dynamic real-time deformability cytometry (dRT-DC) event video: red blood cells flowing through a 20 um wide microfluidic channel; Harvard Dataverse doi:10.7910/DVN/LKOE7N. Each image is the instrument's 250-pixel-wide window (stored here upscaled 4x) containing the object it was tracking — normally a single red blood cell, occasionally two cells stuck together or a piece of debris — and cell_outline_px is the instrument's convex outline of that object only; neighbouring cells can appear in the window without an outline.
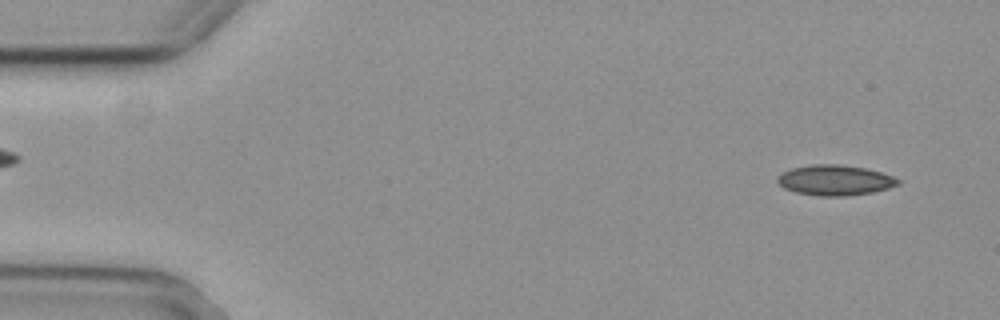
{"species": "common noctule bat (a hibernating species)", "species_latin": "Nyctalus noctula", "temperature_condition": "cold", "stored_images_in_passage": 53, "camera_frame_rate_fps": 3000, "um_per_image_px": 0.085, "animal": {"sex": "female", "body_mass_g": 29.2, "forearm_length_mm": 56.3}, "frame": {"image": 1, "passage_image": 3, "time_ms": 0.667, "image_size_px": [1000, 320], "cell_outline_px": [[900, 184], [888, 188], [872, 192], [844, 196], [820, 196], [796, 192], [784, 188], [776, 180], [776, 176], [780, 172], [788, 168], [808, 164], [840, 164], [864, 168], [880, 172], [892, 176], [900, 180]], "centroid_in_image_um": [70.91, 15.3], "position_along_channel_um": 14.1, "area_um2": 21.5}}
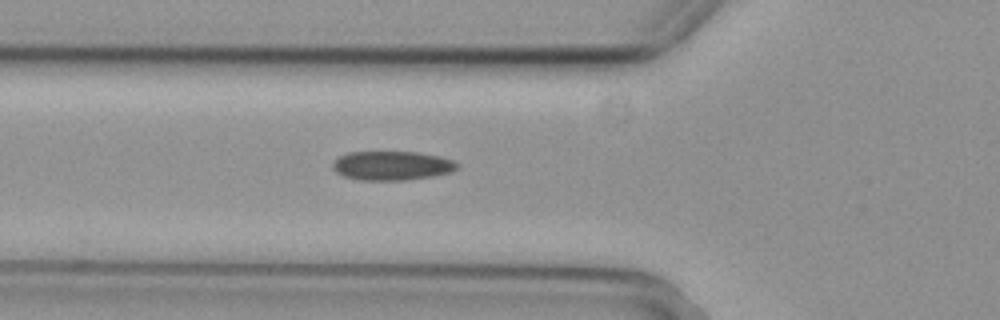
{"frame": {"image": 2, "passage_image": 18, "time_ms": 5.667, "image_size_px": [1000, 320], "cell_outline_px": [[460, 164], [452, 172], [432, 176], [408, 180], [356, 180], [344, 176], [336, 172], [332, 168], [332, 164], [340, 156], [348, 152], [416, 152], [440, 156], [452, 160]], "centroid_in_image_um": [33.31, 14.08], "position_along_channel_um": 92.5, "area_um2": 21.15}}
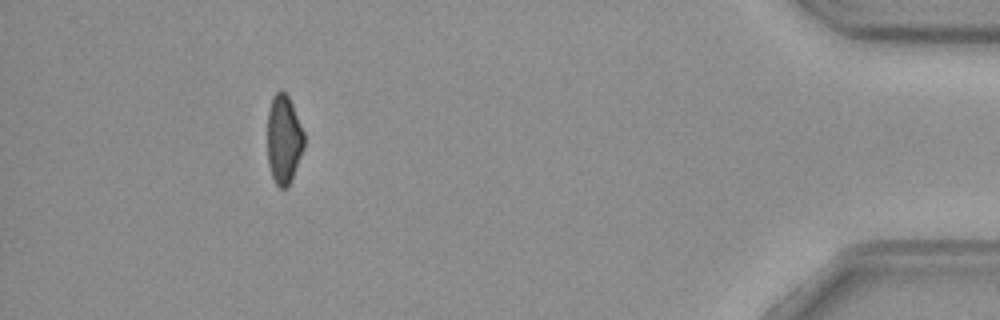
{"frame": {"image": 3, "passage_image": 48, "time_ms": 15.667, "image_size_px": [1000, 320], "cell_outline_px": [[304, 148], [288, 188], [280, 188], [276, 184], [272, 176], [268, 164], [268, 112], [272, 96], [280, 88], [288, 96], [292, 104], [304, 132]], "centroid_in_image_um": [24.12, 11.84], "position_along_channel_um": 411.1, "area_um2": 19.02}, "authors_computed_cell_mechanics": {"area_um2": 21.0392, "velocity_mm_per_s": 3.8152, "shape_relaxation_time_tau1_ms": 10.8077, "shape_relaxation_time_tau2_ms": 7.2745, "deformation_change_tau1": 0.1742, "deformation_change_tau2": 0.1362}}